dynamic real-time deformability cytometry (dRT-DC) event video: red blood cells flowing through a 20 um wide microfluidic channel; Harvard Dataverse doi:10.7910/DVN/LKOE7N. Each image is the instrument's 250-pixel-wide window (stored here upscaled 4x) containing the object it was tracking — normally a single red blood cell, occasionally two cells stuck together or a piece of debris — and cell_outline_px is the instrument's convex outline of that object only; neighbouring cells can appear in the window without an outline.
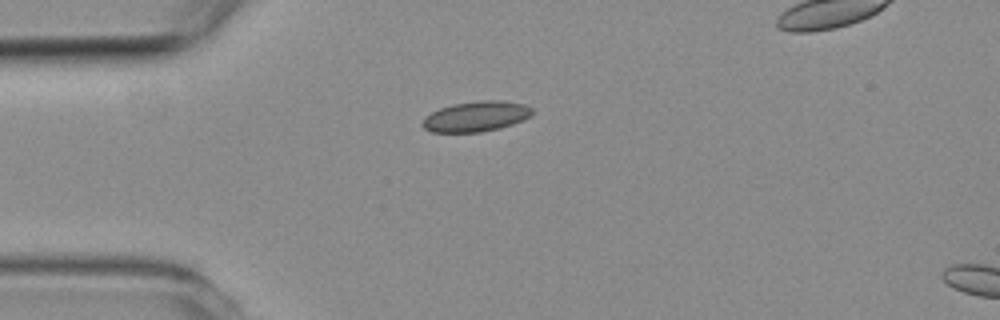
{"species": "common noctule bat (a hibernating species)", "species_latin": "Nyctalus noctula", "temperature_condition": "room temperature", "stored_images_in_passage": 2, "camera_frame_rate_fps": 3000, "um_per_image_px": 0.085, "animal": {"sex": "female", "body_mass_g": 19.3, "forearm_length_mm": 54.1}, "frame": {"image": 1, "passage_image": 1, "time_ms": 0.0, "image_size_px": [1000, 320], "cell_outline_px": [[532, 112], [524, 120], [500, 128], [480, 132], [432, 132], [424, 128], [420, 124], [432, 112], [440, 108], [452, 104], [480, 100], [500, 100], [524, 104], [532, 108]], "centroid_in_image_um": [40.47, 9.89], "position_along_channel_um": 44.5, "area_um2": 19.25}}